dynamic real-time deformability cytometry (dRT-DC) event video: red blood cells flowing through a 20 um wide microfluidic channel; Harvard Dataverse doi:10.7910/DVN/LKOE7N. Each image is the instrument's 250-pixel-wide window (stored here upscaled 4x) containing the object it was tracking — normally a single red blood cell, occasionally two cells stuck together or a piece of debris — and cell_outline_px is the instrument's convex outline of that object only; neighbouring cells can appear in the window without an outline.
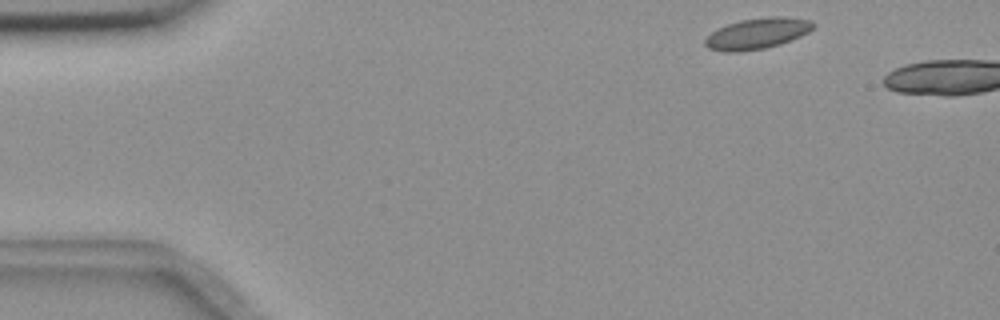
{"species": "common noctule bat (a hibernating species)", "species_latin": "Nyctalus noctula", "temperature_condition": "room temperature", "stored_images_in_passage": 6, "segment_of_instrument_passage": [2, 2], "camera_frame_rate_fps": 3000, "um_per_image_px": 0.085, "animal": {"sex": "female", "body_mass_g": 18.4}, "frame": {"image": 1, "passage_image": 6, "time_ms": 1.667, "image_size_px": [1000, 320], "cell_outline_px": [[816, 24], [808, 32], [800, 36], [780, 44], [764, 48], [740, 52], [724, 52], [708, 48], [704, 44], [704, 40], [716, 28], [740, 20], [768, 16], [784, 16], [812, 20]], "centroid_in_image_um": [64.36, 2.84], "position_along_channel_um": 20.6, "area_um2": 19.59}}